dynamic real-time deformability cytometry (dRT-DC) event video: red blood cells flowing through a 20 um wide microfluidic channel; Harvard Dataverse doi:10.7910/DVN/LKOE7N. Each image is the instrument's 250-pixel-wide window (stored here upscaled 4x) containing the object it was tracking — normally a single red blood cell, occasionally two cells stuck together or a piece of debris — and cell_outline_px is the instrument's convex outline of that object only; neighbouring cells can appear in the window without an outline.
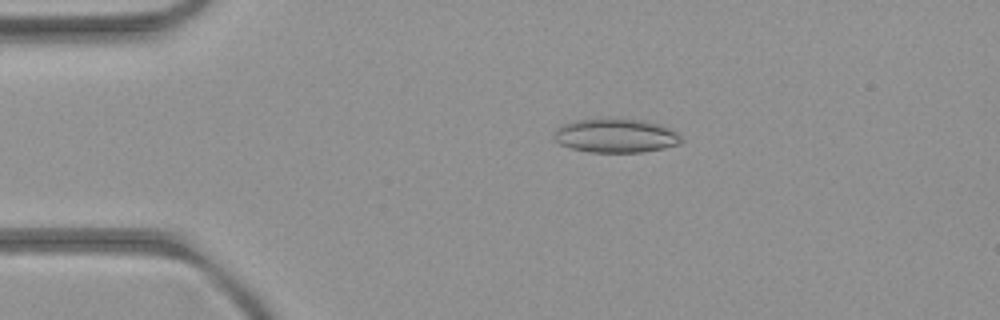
{"species": "common noctule bat (a hibernating species)", "species_latin": "Nyctalus noctula", "temperature_condition": "room temperature", "stored_images_in_passage": 6, "camera_frame_rate_fps": 3000, "um_per_image_px": 0.085, "animal": {"sex": "female", "body_mass_g": 21.9}, "frame": {"image": 1, "passage_image": 3, "time_ms": 2.333, "image_size_px": [1000, 320], "cell_outline_px": [[684, 140], [680, 144], [664, 148], [644, 152], [588, 152], [572, 148], [560, 144], [552, 136], [556, 128], [564, 124], [576, 120], [644, 120], [660, 124], [676, 132]], "centroid_in_image_um": [52.36, 11.56], "position_along_channel_um": 32.6, "area_um2": 24.85}}
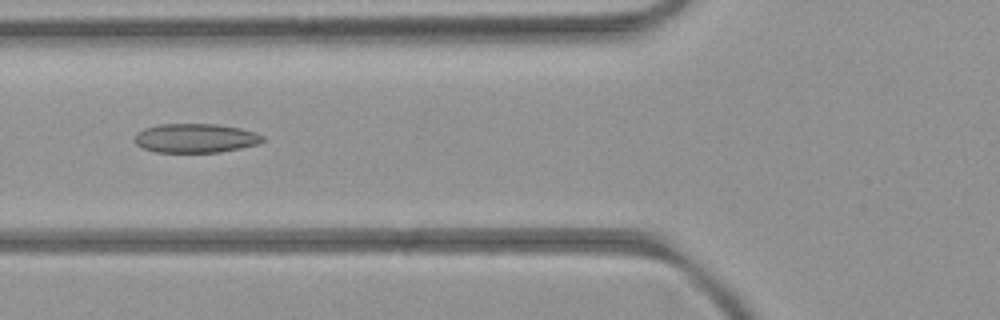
{"frame": {"image": 2, "passage_image": 5, "time_ms": 5.333, "image_size_px": [1000, 320], "cell_outline_px": [[264, 140], [260, 144], [220, 152], [156, 152], [144, 148], [136, 144], [136, 132], [144, 128], [160, 124], [216, 124], [240, 128], [256, 132], [264, 136]], "centroid_in_image_um": [16.65, 11.74], "position_along_channel_um": 109.1, "area_um2": 21.73}}
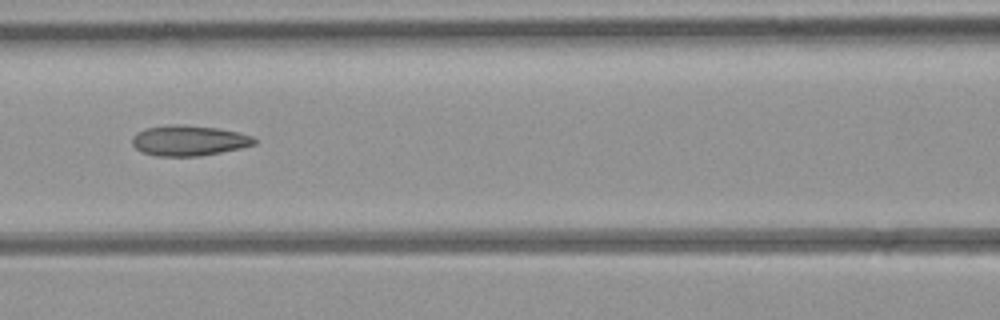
{"frame": {"image": 3, "passage_image": 6, "time_ms": 6.333, "image_size_px": [1000, 320], "cell_outline_px": [[256, 144], [240, 148], [200, 156], [156, 156], [140, 152], [132, 144], [132, 136], [136, 132], [144, 128], [172, 124], [184, 124], [220, 128], [252, 136], [256, 140]], "centroid_in_image_um": [16.01, 11.94], "position_along_channel_um": 150.6, "area_um2": 21.85}}